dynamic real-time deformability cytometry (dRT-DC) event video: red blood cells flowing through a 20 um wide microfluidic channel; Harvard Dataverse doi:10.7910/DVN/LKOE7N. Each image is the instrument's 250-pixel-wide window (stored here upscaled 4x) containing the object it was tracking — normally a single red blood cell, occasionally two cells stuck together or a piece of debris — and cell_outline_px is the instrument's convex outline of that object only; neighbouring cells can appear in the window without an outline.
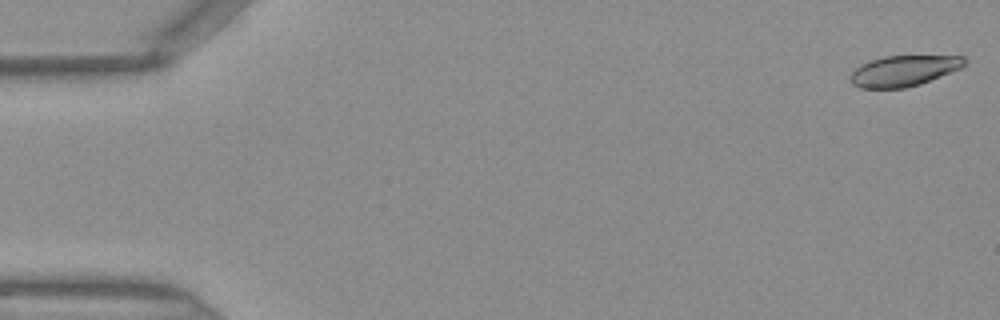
{"species": "Egyptian fruit bat (a non-hibernating species)", "species_latin": "Rousettus aegyptiacus", "temperature_condition": "warm", "stored_images_in_passage": 47, "camera_frame_rate_fps": 3000, "um_per_image_px": 0.085, "frame": {"image": 1, "passage_image": 1, "time_ms": 0.0, "image_size_px": [1000, 320], "cell_outline_px": [[968, 60], [960, 68], [920, 84], [904, 88], [860, 88], [852, 84], [848, 80], [848, 76], [856, 68], [868, 60], [884, 56], [964, 56]], "centroid_in_image_um": [76.76, 6.02], "position_along_channel_um": 8.2, "area_um2": 20.46}}
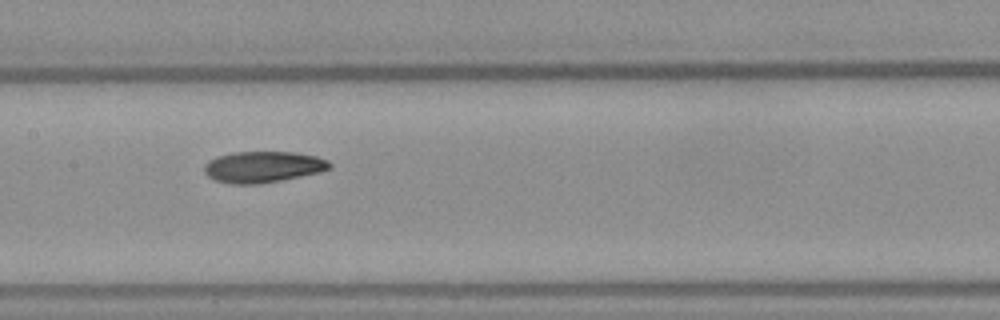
{"frame": {"image": 2, "passage_image": 23, "time_ms": 7.333, "image_size_px": [1000, 320], "cell_outline_px": [[332, 164], [328, 168], [320, 172], [260, 184], [232, 184], [216, 180], [208, 176], [204, 172], [204, 164], [208, 160], [216, 156], [232, 152], [296, 152], [316, 156], [328, 160]], "centroid_in_image_um": [22.32, 14.18], "position_along_channel_um": 185.1, "area_um2": 22.83}}
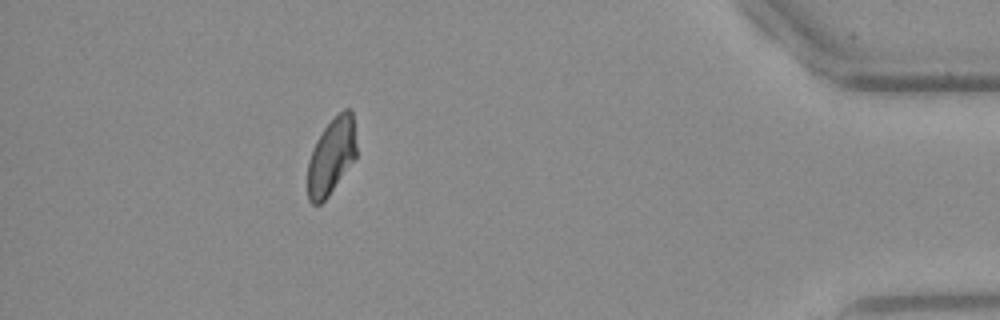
{"frame": {"image": 3, "passage_image": 42, "time_ms": 13.667, "image_size_px": [1000, 320], "cell_outline_px": [[356, 156], [328, 196], [320, 204], [312, 204], [308, 200], [308, 160], [312, 148], [316, 140], [324, 128], [344, 108], [348, 108], [352, 112], [356, 144]], "centroid_in_image_um": [28.15, 13.29], "position_along_channel_um": 407.1, "area_um2": 21.39}}